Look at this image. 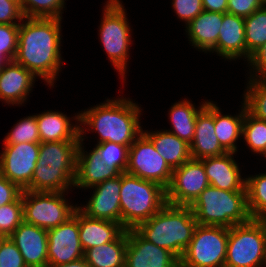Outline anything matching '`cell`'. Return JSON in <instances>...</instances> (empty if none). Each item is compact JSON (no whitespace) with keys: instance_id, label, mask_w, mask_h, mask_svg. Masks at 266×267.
Returning <instances> with one entry per match:
<instances>
[{"instance_id":"50","label":"cell","mask_w":266,"mask_h":267,"mask_svg":"<svg viewBox=\"0 0 266 267\" xmlns=\"http://www.w3.org/2000/svg\"><path fill=\"white\" fill-rule=\"evenodd\" d=\"M260 155H263L266 158V147L263 149V151L260 153Z\"/></svg>"},{"instance_id":"8","label":"cell","mask_w":266,"mask_h":267,"mask_svg":"<svg viewBox=\"0 0 266 267\" xmlns=\"http://www.w3.org/2000/svg\"><path fill=\"white\" fill-rule=\"evenodd\" d=\"M229 228L198 224L180 267H224Z\"/></svg>"},{"instance_id":"26","label":"cell","mask_w":266,"mask_h":267,"mask_svg":"<svg viewBox=\"0 0 266 267\" xmlns=\"http://www.w3.org/2000/svg\"><path fill=\"white\" fill-rule=\"evenodd\" d=\"M143 133L152 141L155 150L165 159L173 170L191 159L190 144L166 130L145 131Z\"/></svg>"},{"instance_id":"24","label":"cell","mask_w":266,"mask_h":267,"mask_svg":"<svg viewBox=\"0 0 266 267\" xmlns=\"http://www.w3.org/2000/svg\"><path fill=\"white\" fill-rule=\"evenodd\" d=\"M222 22L223 13L203 10L185 26L186 36L198 51L216 53V44Z\"/></svg>"},{"instance_id":"11","label":"cell","mask_w":266,"mask_h":267,"mask_svg":"<svg viewBox=\"0 0 266 267\" xmlns=\"http://www.w3.org/2000/svg\"><path fill=\"white\" fill-rule=\"evenodd\" d=\"M125 172L167 189L173 170L155 150L152 141L142 133L128 148V166Z\"/></svg>"},{"instance_id":"38","label":"cell","mask_w":266,"mask_h":267,"mask_svg":"<svg viewBox=\"0 0 266 267\" xmlns=\"http://www.w3.org/2000/svg\"><path fill=\"white\" fill-rule=\"evenodd\" d=\"M19 27L20 24H0V55L7 61L16 57Z\"/></svg>"},{"instance_id":"20","label":"cell","mask_w":266,"mask_h":267,"mask_svg":"<svg viewBox=\"0 0 266 267\" xmlns=\"http://www.w3.org/2000/svg\"><path fill=\"white\" fill-rule=\"evenodd\" d=\"M226 152L215 134L214 102L207 100L205 107L196 117L194 138L190 144L191 158L220 156Z\"/></svg>"},{"instance_id":"30","label":"cell","mask_w":266,"mask_h":267,"mask_svg":"<svg viewBox=\"0 0 266 267\" xmlns=\"http://www.w3.org/2000/svg\"><path fill=\"white\" fill-rule=\"evenodd\" d=\"M247 62L266 43V5L244 18Z\"/></svg>"},{"instance_id":"27","label":"cell","mask_w":266,"mask_h":267,"mask_svg":"<svg viewBox=\"0 0 266 267\" xmlns=\"http://www.w3.org/2000/svg\"><path fill=\"white\" fill-rule=\"evenodd\" d=\"M127 230L115 241L101 244L84 252V259L90 267H125Z\"/></svg>"},{"instance_id":"29","label":"cell","mask_w":266,"mask_h":267,"mask_svg":"<svg viewBox=\"0 0 266 267\" xmlns=\"http://www.w3.org/2000/svg\"><path fill=\"white\" fill-rule=\"evenodd\" d=\"M246 110L243 102L241 111L237 115H222L220 108L214 103L215 134L220 145L227 152L238 151L236 141L242 136V123Z\"/></svg>"},{"instance_id":"32","label":"cell","mask_w":266,"mask_h":267,"mask_svg":"<svg viewBox=\"0 0 266 267\" xmlns=\"http://www.w3.org/2000/svg\"><path fill=\"white\" fill-rule=\"evenodd\" d=\"M247 82L242 102L251 115L266 121V79L249 78Z\"/></svg>"},{"instance_id":"9","label":"cell","mask_w":266,"mask_h":267,"mask_svg":"<svg viewBox=\"0 0 266 267\" xmlns=\"http://www.w3.org/2000/svg\"><path fill=\"white\" fill-rule=\"evenodd\" d=\"M68 192L22 191L24 222L42 229L56 228L74 215L77 205L69 204Z\"/></svg>"},{"instance_id":"15","label":"cell","mask_w":266,"mask_h":267,"mask_svg":"<svg viewBox=\"0 0 266 267\" xmlns=\"http://www.w3.org/2000/svg\"><path fill=\"white\" fill-rule=\"evenodd\" d=\"M125 267H180V260L144 239L135 229H127Z\"/></svg>"},{"instance_id":"10","label":"cell","mask_w":266,"mask_h":267,"mask_svg":"<svg viewBox=\"0 0 266 267\" xmlns=\"http://www.w3.org/2000/svg\"><path fill=\"white\" fill-rule=\"evenodd\" d=\"M224 267H266L262 224L257 219L229 228Z\"/></svg>"},{"instance_id":"19","label":"cell","mask_w":266,"mask_h":267,"mask_svg":"<svg viewBox=\"0 0 266 267\" xmlns=\"http://www.w3.org/2000/svg\"><path fill=\"white\" fill-rule=\"evenodd\" d=\"M233 152L200 159L211 186L228 191H246V178L241 177Z\"/></svg>"},{"instance_id":"28","label":"cell","mask_w":266,"mask_h":267,"mask_svg":"<svg viewBox=\"0 0 266 267\" xmlns=\"http://www.w3.org/2000/svg\"><path fill=\"white\" fill-rule=\"evenodd\" d=\"M206 103L207 101L202 102V104L196 108L188 99L175 102L169 110V119L172 128L166 131L175 134L180 139L191 144L195 133L196 117L205 107Z\"/></svg>"},{"instance_id":"1","label":"cell","mask_w":266,"mask_h":267,"mask_svg":"<svg viewBox=\"0 0 266 267\" xmlns=\"http://www.w3.org/2000/svg\"><path fill=\"white\" fill-rule=\"evenodd\" d=\"M61 21L27 18L20 23L15 61L52 87L61 71Z\"/></svg>"},{"instance_id":"6","label":"cell","mask_w":266,"mask_h":267,"mask_svg":"<svg viewBox=\"0 0 266 267\" xmlns=\"http://www.w3.org/2000/svg\"><path fill=\"white\" fill-rule=\"evenodd\" d=\"M121 225L135 229L155 215L166 203V189L126 172L121 173Z\"/></svg>"},{"instance_id":"35","label":"cell","mask_w":266,"mask_h":267,"mask_svg":"<svg viewBox=\"0 0 266 267\" xmlns=\"http://www.w3.org/2000/svg\"><path fill=\"white\" fill-rule=\"evenodd\" d=\"M4 145L40 143L36 114L20 119L5 136Z\"/></svg>"},{"instance_id":"2","label":"cell","mask_w":266,"mask_h":267,"mask_svg":"<svg viewBox=\"0 0 266 267\" xmlns=\"http://www.w3.org/2000/svg\"><path fill=\"white\" fill-rule=\"evenodd\" d=\"M121 97L106 99L95 107L79 112L80 140L84 141L86 131L90 130L98 133L97 144L113 142L129 148L134 143L143 133L139 120L142 109L130 98Z\"/></svg>"},{"instance_id":"42","label":"cell","mask_w":266,"mask_h":267,"mask_svg":"<svg viewBox=\"0 0 266 267\" xmlns=\"http://www.w3.org/2000/svg\"><path fill=\"white\" fill-rule=\"evenodd\" d=\"M20 4L21 2L0 0V24H20L24 18Z\"/></svg>"},{"instance_id":"40","label":"cell","mask_w":266,"mask_h":267,"mask_svg":"<svg viewBox=\"0 0 266 267\" xmlns=\"http://www.w3.org/2000/svg\"><path fill=\"white\" fill-rule=\"evenodd\" d=\"M0 267H27L21 252L9 237L0 247Z\"/></svg>"},{"instance_id":"21","label":"cell","mask_w":266,"mask_h":267,"mask_svg":"<svg viewBox=\"0 0 266 267\" xmlns=\"http://www.w3.org/2000/svg\"><path fill=\"white\" fill-rule=\"evenodd\" d=\"M120 173L108 167L100 157V153L94 147L91 152L84 150L83 141L80 140L77 151L76 175L74 187L88 189L107 179L115 178Z\"/></svg>"},{"instance_id":"31","label":"cell","mask_w":266,"mask_h":267,"mask_svg":"<svg viewBox=\"0 0 266 267\" xmlns=\"http://www.w3.org/2000/svg\"><path fill=\"white\" fill-rule=\"evenodd\" d=\"M245 187L251 218H266V173L247 176Z\"/></svg>"},{"instance_id":"37","label":"cell","mask_w":266,"mask_h":267,"mask_svg":"<svg viewBox=\"0 0 266 267\" xmlns=\"http://www.w3.org/2000/svg\"><path fill=\"white\" fill-rule=\"evenodd\" d=\"M24 221L22 194L14 201L0 206V233L9 237Z\"/></svg>"},{"instance_id":"18","label":"cell","mask_w":266,"mask_h":267,"mask_svg":"<svg viewBox=\"0 0 266 267\" xmlns=\"http://www.w3.org/2000/svg\"><path fill=\"white\" fill-rule=\"evenodd\" d=\"M36 76L17 63L7 61L0 68V100L10 105H22L31 93Z\"/></svg>"},{"instance_id":"16","label":"cell","mask_w":266,"mask_h":267,"mask_svg":"<svg viewBox=\"0 0 266 267\" xmlns=\"http://www.w3.org/2000/svg\"><path fill=\"white\" fill-rule=\"evenodd\" d=\"M88 189H94L88 203L78 208L88 217L121 224L120 189L121 173Z\"/></svg>"},{"instance_id":"51","label":"cell","mask_w":266,"mask_h":267,"mask_svg":"<svg viewBox=\"0 0 266 267\" xmlns=\"http://www.w3.org/2000/svg\"><path fill=\"white\" fill-rule=\"evenodd\" d=\"M11 1H14V2H21V0H11Z\"/></svg>"},{"instance_id":"47","label":"cell","mask_w":266,"mask_h":267,"mask_svg":"<svg viewBox=\"0 0 266 267\" xmlns=\"http://www.w3.org/2000/svg\"><path fill=\"white\" fill-rule=\"evenodd\" d=\"M258 221L262 224V233H263L265 259H266V218L259 219Z\"/></svg>"},{"instance_id":"17","label":"cell","mask_w":266,"mask_h":267,"mask_svg":"<svg viewBox=\"0 0 266 267\" xmlns=\"http://www.w3.org/2000/svg\"><path fill=\"white\" fill-rule=\"evenodd\" d=\"M9 238L21 252L27 267H45L48 264L47 230L23 221Z\"/></svg>"},{"instance_id":"4","label":"cell","mask_w":266,"mask_h":267,"mask_svg":"<svg viewBox=\"0 0 266 267\" xmlns=\"http://www.w3.org/2000/svg\"><path fill=\"white\" fill-rule=\"evenodd\" d=\"M190 206L166 203L155 215L135 230L147 241L167 249L179 260L189 246L197 226Z\"/></svg>"},{"instance_id":"34","label":"cell","mask_w":266,"mask_h":267,"mask_svg":"<svg viewBox=\"0 0 266 267\" xmlns=\"http://www.w3.org/2000/svg\"><path fill=\"white\" fill-rule=\"evenodd\" d=\"M66 0H21V10L27 18L62 19Z\"/></svg>"},{"instance_id":"44","label":"cell","mask_w":266,"mask_h":267,"mask_svg":"<svg viewBox=\"0 0 266 267\" xmlns=\"http://www.w3.org/2000/svg\"><path fill=\"white\" fill-rule=\"evenodd\" d=\"M22 191L17 184L10 182L0 173V206L14 202Z\"/></svg>"},{"instance_id":"39","label":"cell","mask_w":266,"mask_h":267,"mask_svg":"<svg viewBox=\"0 0 266 267\" xmlns=\"http://www.w3.org/2000/svg\"><path fill=\"white\" fill-rule=\"evenodd\" d=\"M172 7L185 26L188 25L204 9L202 0H172Z\"/></svg>"},{"instance_id":"14","label":"cell","mask_w":266,"mask_h":267,"mask_svg":"<svg viewBox=\"0 0 266 267\" xmlns=\"http://www.w3.org/2000/svg\"><path fill=\"white\" fill-rule=\"evenodd\" d=\"M48 264L59 265L84 257L79 239L78 208L74 215L56 228L47 230Z\"/></svg>"},{"instance_id":"3","label":"cell","mask_w":266,"mask_h":267,"mask_svg":"<svg viewBox=\"0 0 266 267\" xmlns=\"http://www.w3.org/2000/svg\"><path fill=\"white\" fill-rule=\"evenodd\" d=\"M80 141L40 143L29 191L68 192L74 187Z\"/></svg>"},{"instance_id":"22","label":"cell","mask_w":266,"mask_h":267,"mask_svg":"<svg viewBox=\"0 0 266 267\" xmlns=\"http://www.w3.org/2000/svg\"><path fill=\"white\" fill-rule=\"evenodd\" d=\"M216 53L225 60L234 61L240 58L247 60L244 18L223 13Z\"/></svg>"},{"instance_id":"33","label":"cell","mask_w":266,"mask_h":267,"mask_svg":"<svg viewBox=\"0 0 266 267\" xmlns=\"http://www.w3.org/2000/svg\"><path fill=\"white\" fill-rule=\"evenodd\" d=\"M242 137L251 152L260 155L266 147V121L256 118L246 110L242 123Z\"/></svg>"},{"instance_id":"5","label":"cell","mask_w":266,"mask_h":267,"mask_svg":"<svg viewBox=\"0 0 266 267\" xmlns=\"http://www.w3.org/2000/svg\"><path fill=\"white\" fill-rule=\"evenodd\" d=\"M190 208L200 225L231 228L252 219L246 191H228L209 185Z\"/></svg>"},{"instance_id":"25","label":"cell","mask_w":266,"mask_h":267,"mask_svg":"<svg viewBox=\"0 0 266 267\" xmlns=\"http://www.w3.org/2000/svg\"><path fill=\"white\" fill-rule=\"evenodd\" d=\"M79 239L84 252L115 241L126 229L117 222L88 217L78 208Z\"/></svg>"},{"instance_id":"41","label":"cell","mask_w":266,"mask_h":267,"mask_svg":"<svg viewBox=\"0 0 266 267\" xmlns=\"http://www.w3.org/2000/svg\"><path fill=\"white\" fill-rule=\"evenodd\" d=\"M264 5L261 0H227V13L247 18Z\"/></svg>"},{"instance_id":"13","label":"cell","mask_w":266,"mask_h":267,"mask_svg":"<svg viewBox=\"0 0 266 267\" xmlns=\"http://www.w3.org/2000/svg\"><path fill=\"white\" fill-rule=\"evenodd\" d=\"M0 173L24 190L31 182L38 161L40 143L4 145Z\"/></svg>"},{"instance_id":"48","label":"cell","mask_w":266,"mask_h":267,"mask_svg":"<svg viewBox=\"0 0 266 267\" xmlns=\"http://www.w3.org/2000/svg\"><path fill=\"white\" fill-rule=\"evenodd\" d=\"M7 62V60L2 56L0 55V68Z\"/></svg>"},{"instance_id":"45","label":"cell","mask_w":266,"mask_h":267,"mask_svg":"<svg viewBox=\"0 0 266 267\" xmlns=\"http://www.w3.org/2000/svg\"><path fill=\"white\" fill-rule=\"evenodd\" d=\"M202 5L208 12L227 13V0H202Z\"/></svg>"},{"instance_id":"7","label":"cell","mask_w":266,"mask_h":267,"mask_svg":"<svg viewBox=\"0 0 266 267\" xmlns=\"http://www.w3.org/2000/svg\"><path fill=\"white\" fill-rule=\"evenodd\" d=\"M104 5L98 30L99 39L108 59L124 81L128 66L129 48L132 45V30L126 16V10L120 0H108Z\"/></svg>"},{"instance_id":"36","label":"cell","mask_w":266,"mask_h":267,"mask_svg":"<svg viewBox=\"0 0 266 267\" xmlns=\"http://www.w3.org/2000/svg\"><path fill=\"white\" fill-rule=\"evenodd\" d=\"M101 160L119 173L126 171L128 166V147L113 142H102L95 145Z\"/></svg>"},{"instance_id":"23","label":"cell","mask_w":266,"mask_h":267,"mask_svg":"<svg viewBox=\"0 0 266 267\" xmlns=\"http://www.w3.org/2000/svg\"><path fill=\"white\" fill-rule=\"evenodd\" d=\"M73 119L75 125L71 123ZM72 120L60 111L47 110L36 114L40 143L80 141L79 113Z\"/></svg>"},{"instance_id":"12","label":"cell","mask_w":266,"mask_h":267,"mask_svg":"<svg viewBox=\"0 0 266 267\" xmlns=\"http://www.w3.org/2000/svg\"><path fill=\"white\" fill-rule=\"evenodd\" d=\"M210 184L200 159H190L173 169L171 182L166 189V201L176 206H191Z\"/></svg>"},{"instance_id":"43","label":"cell","mask_w":266,"mask_h":267,"mask_svg":"<svg viewBox=\"0 0 266 267\" xmlns=\"http://www.w3.org/2000/svg\"><path fill=\"white\" fill-rule=\"evenodd\" d=\"M248 64L251 68L248 78L266 79V43L251 55Z\"/></svg>"},{"instance_id":"46","label":"cell","mask_w":266,"mask_h":267,"mask_svg":"<svg viewBox=\"0 0 266 267\" xmlns=\"http://www.w3.org/2000/svg\"><path fill=\"white\" fill-rule=\"evenodd\" d=\"M45 267H90L87 263L84 257L64 264L59 265H53V264H47Z\"/></svg>"},{"instance_id":"49","label":"cell","mask_w":266,"mask_h":267,"mask_svg":"<svg viewBox=\"0 0 266 267\" xmlns=\"http://www.w3.org/2000/svg\"><path fill=\"white\" fill-rule=\"evenodd\" d=\"M7 237L4 236L3 234L0 233V247H1V244L3 243V241L6 239Z\"/></svg>"}]
</instances>
